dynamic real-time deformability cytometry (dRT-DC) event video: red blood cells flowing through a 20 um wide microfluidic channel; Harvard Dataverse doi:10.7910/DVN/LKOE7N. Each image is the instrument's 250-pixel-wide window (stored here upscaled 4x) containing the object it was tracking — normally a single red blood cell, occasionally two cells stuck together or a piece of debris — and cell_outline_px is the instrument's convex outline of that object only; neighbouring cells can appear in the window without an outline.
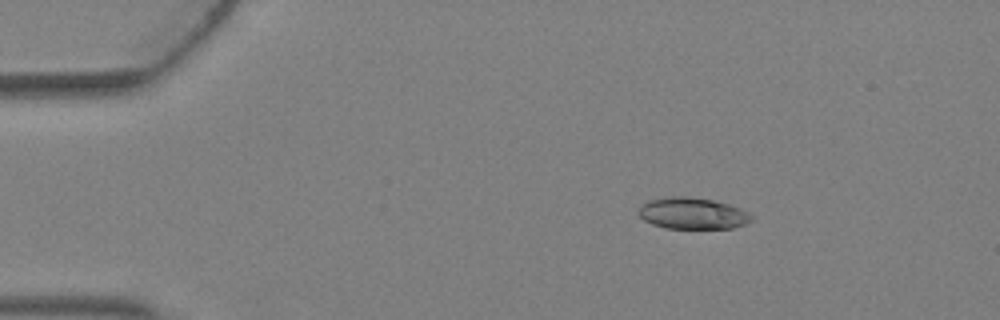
{"species": "Egyptian fruit bat (a non-hibernating species)", "species_latin": "Rousettus aegyptiacus", "temperature_condition": "warm", "stored_images_in_passage": 5, "camera_frame_rate_fps": 3000, "um_per_image_px": 0.085, "animal": {"sex": "female"}, "frame": {"image": 1, "passage_image": 3, "time_ms": 0.667, "image_size_px": [1000, 320], "cell_outline_px": [[752, 220], [744, 224], [732, 228], [664, 228], [652, 224], [644, 220], [640, 216], [640, 208], [648, 200], [672, 196], [684, 196], [712, 200], [728, 204], [740, 208], [748, 212], [752, 216]], "centroid_in_image_um": [58.88, 18.14], "position_along_channel_um": 26.1, "area_um2": 20.46}}
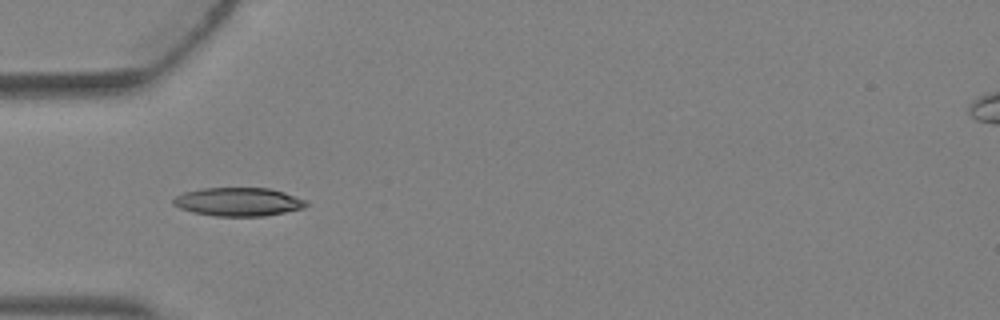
{"frame": {"image": 2, "passage_image": 5, "time_ms": 1.333, "image_size_px": [1000, 320], "cell_outline_px": [[308, 204], [304, 208], [264, 216], [212, 216], [192, 212], [180, 208], [172, 204], [172, 200], [176, 196], [184, 192], [204, 188], [268, 188], [284, 192], [308, 200]], "centroid_in_image_um": [20.26, 17.16], "position_along_channel_um": 64.7, "area_um2": 22.14}}